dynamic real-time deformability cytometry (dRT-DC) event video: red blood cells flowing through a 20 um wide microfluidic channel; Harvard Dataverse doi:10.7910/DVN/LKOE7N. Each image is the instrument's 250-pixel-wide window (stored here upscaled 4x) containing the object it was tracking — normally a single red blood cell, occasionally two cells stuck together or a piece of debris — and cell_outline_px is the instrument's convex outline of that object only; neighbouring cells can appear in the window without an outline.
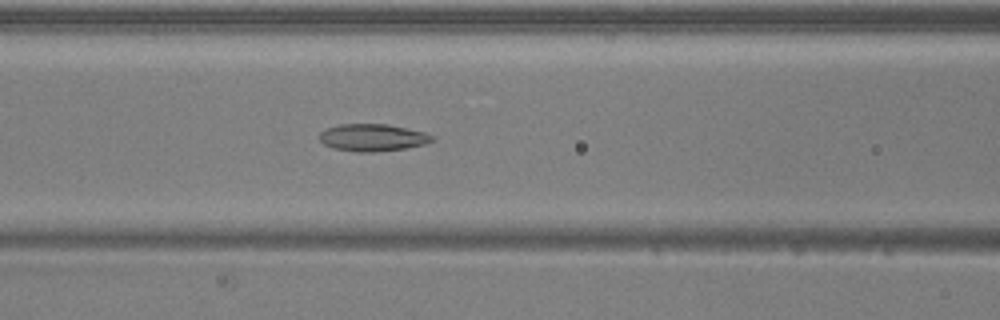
{"species": "common noctule bat (a hibernating species)", "species_latin": "Nyctalus noctula", "temperature_condition": "warm", "stored_images_in_passage": 51, "camera_frame_rate_fps": 3000, "um_per_image_px": 0.085, "animal": {"sex": "male", "body_mass_g": 20.5, "forearm_length_mm": 52.5}, "frame": {"image": 1, "passage_image": 22, "time_ms": 7.0, "image_size_px": [1000, 320], "cell_outline_px": [[436, 140], [424, 144], [404, 148], [376, 152], [356, 152], [332, 148], [324, 144], [320, 140], [320, 132], [328, 128], [340, 124], [388, 124], [424, 132], [432, 136]], "centroid_in_image_um": [31.66, 11.7], "position_along_channel_um": 134.9, "area_um2": 17.8}}
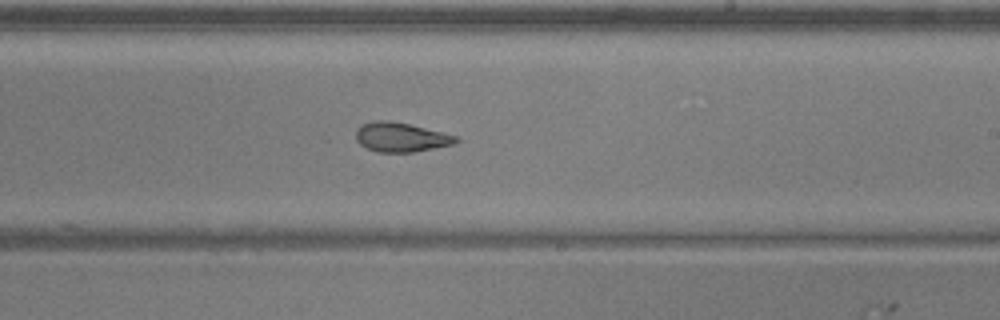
{"frame": {"image": 2, "passage_image": 31, "time_ms": 10.0, "image_size_px": [1000, 320], "cell_outline_px": [[460, 140], [456, 144], [412, 152], [376, 152], [360, 144], [356, 140], [356, 128], [360, 124], [372, 120], [388, 120], [408, 124], [456, 136]], "centroid_in_image_um": [34.03, 11.66], "position_along_channel_um": 255.0, "area_um2": 17.11}}
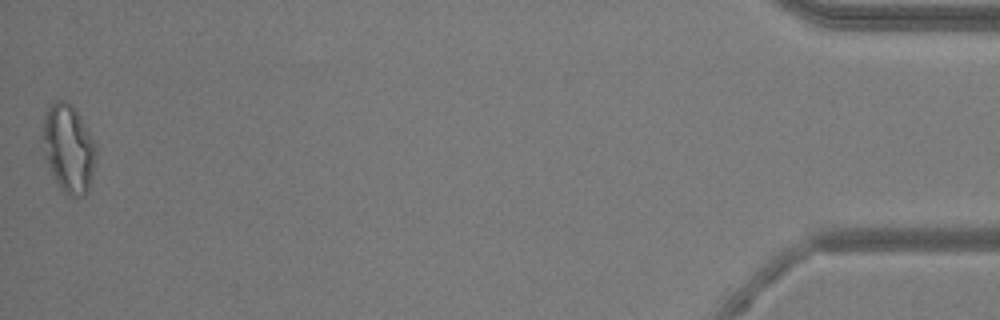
{"frame": {"image": 3, "passage_image": 51, "time_ms": 16.667, "image_size_px": [1000, 320], "cell_outline_px": [[96, 156], [92, 176], [88, 192], [84, 196], [72, 196], [64, 192], [60, 188], [48, 168], [44, 156], [40, 140], [40, 132], [44, 112], [48, 104], [56, 100], [68, 100], [80, 116], [96, 144]], "centroid_in_image_um": [5.77, 12.57], "position_along_channel_um": 429.4, "area_um2": 28.21}, "authors_computed_cell_mechanics": {"area_um2": 20.3456, "velocity_mm_per_s": 4.0031, "shape_relaxation_time_tau1_ms": null, "shape_relaxation_time_tau2_ms": 3.343, "deformation_change_tau1": null, "deformation_change_tau2": 0.1148}}